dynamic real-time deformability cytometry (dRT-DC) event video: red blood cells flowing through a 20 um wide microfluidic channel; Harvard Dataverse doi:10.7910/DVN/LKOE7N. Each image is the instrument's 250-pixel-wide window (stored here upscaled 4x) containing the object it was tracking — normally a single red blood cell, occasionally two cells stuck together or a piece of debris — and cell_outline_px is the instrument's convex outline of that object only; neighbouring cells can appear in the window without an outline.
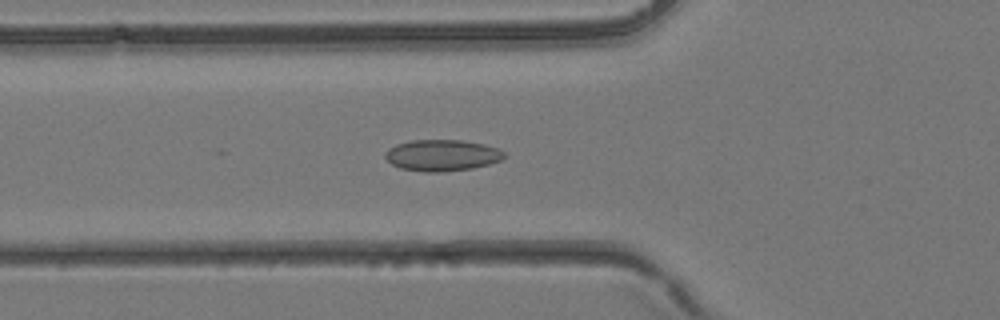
{"species": "common noctule bat (a hibernating species)", "species_latin": "Nyctalus noctula", "temperature_condition": "room temperature", "stored_images_in_passage": 39, "camera_frame_rate_fps": 3000, "um_per_image_px": 0.085, "animal": {"sex": "female", "body_mass_g": 24.6, "forearm_length_mm": 56.2}, "frame": {"image": 1, "passage_image": 14, "time_ms": 4.333, "image_size_px": [1000, 320], "cell_outline_px": [[504, 160], [472, 168], [444, 172], [424, 172], [400, 168], [392, 164], [384, 156], [384, 152], [388, 148], [396, 144], [412, 140], [460, 140], [484, 144], [496, 148], [504, 152]], "centroid_in_image_um": [37.55, 13.2], "position_along_channel_um": 88.2, "area_um2": 21.79}}
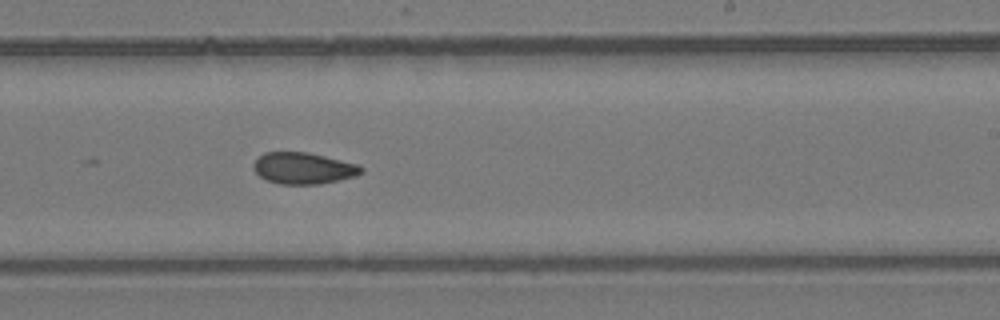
{"frame": {"image": 2, "passage_image": 24, "time_ms": 7.667, "image_size_px": [1000, 320], "cell_outline_px": [[364, 172], [356, 176], [340, 180], [320, 184], [280, 184], [268, 180], [260, 176], [252, 168], [252, 164], [264, 152], [308, 152], [356, 164], [364, 168]], "centroid_in_image_um": [25.79, 14.3], "position_along_channel_um": 263.2, "area_um2": 19.71}}
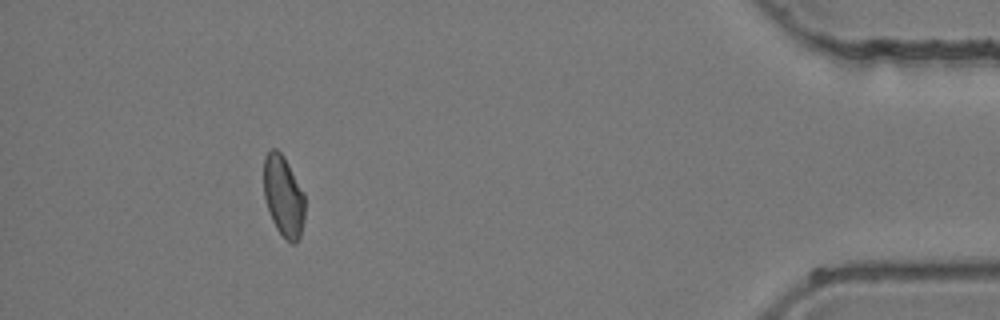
{"frame": {"image": 3, "passage_image": 36, "time_ms": 11.667, "image_size_px": [1000, 320], "cell_outline_px": [[304, 220], [300, 236], [296, 244], [292, 244], [276, 228], [272, 220], [264, 196], [264, 156], [272, 148], [276, 148], [284, 156], [304, 192]], "centroid_in_image_um": [24.1, 16.65], "position_along_channel_um": 411.1, "area_um2": 19.36}}